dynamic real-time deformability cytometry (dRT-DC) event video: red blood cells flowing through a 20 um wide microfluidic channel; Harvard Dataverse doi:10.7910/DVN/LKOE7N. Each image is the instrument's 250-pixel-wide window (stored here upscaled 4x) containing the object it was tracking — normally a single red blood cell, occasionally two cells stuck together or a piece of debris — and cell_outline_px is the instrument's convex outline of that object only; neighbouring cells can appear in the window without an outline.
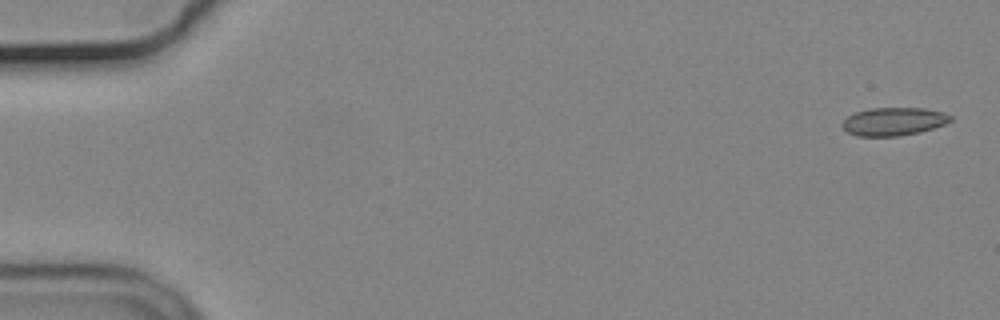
{"species": "common noctule bat (a hibernating species)", "species_latin": "Nyctalus noctula", "temperature_condition": "cold", "stored_images_in_passage": 56, "camera_frame_rate_fps": 3000, "um_per_image_px": 0.085, "animal": {"sex": "male", "body_mass_g": 19.2, "forearm_length_mm": 51.8}, "frame": {"image": 1, "passage_image": 2, "time_ms": 0.333, "image_size_px": [1000, 320], "cell_outline_px": [[952, 120], [944, 124], [920, 132], [900, 136], [856, 136], [848, 132], [840, 124], [848, 116], [856, 112], [868, 108], [924, 108], [944, 112], [952, 116]], "centroid_in_image_um": [75.96, 10.32], "position_along_channel_um": 9.0, "area_um2": 17.74}}
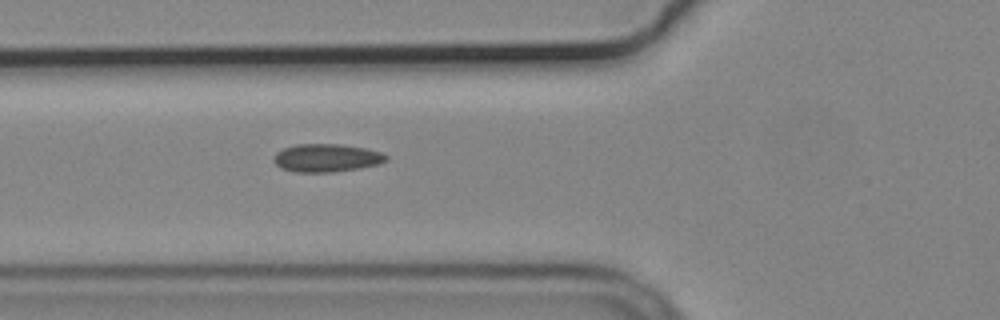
{"frame": {"image": 2, "passage_image": 21, "time_ms": 6.667, "image_size_px": [1000, 320], "cell_outline_px": [[388, 160], [380, 164], [360, 168], [332, 172], [296, 172], [280, 168], [272, 160], [276, 152], [284, 148], [296, 144], [340, 144], [364, 148], [380, 152], [388, 156]], "centroid_in_image_um": [27.75, 13.42], "position_along_channel_um": 98.1, "area_um2": 18.44}}
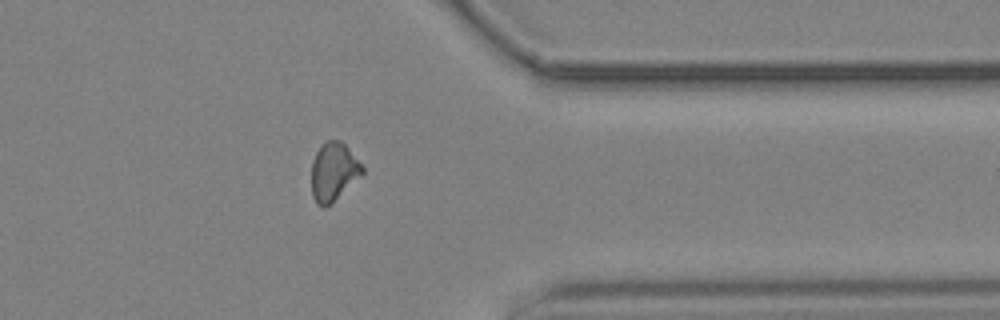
{"frame": {"image": 3, "passage_image": 45, "time_ms": 14.667, "image_size_px": [1000, 320], "cell_outline_px": [[364, 172], [332, 204], [324, 208], [320, 208], [316, 204], [312, 196], [312, 160], [320, 144], [328, 140], [340, 140], [344, 144], [364, 168]], "centroid_in_image_um": [28.32, 14.63], "position_along_channel_um": 383.1, "area_um2": 17.34}, "authors_computed_cell_mechanics": {"area_um2": 17.4556, "velocity_mm_per_s": 3.6822, "shape_relaxation_time_tau1_ms": null, "shape_relaxation_time_tau2_ms": 4.1145, "deformation_change_tau1": null, "deformation_change_tau2": 0.0777}}